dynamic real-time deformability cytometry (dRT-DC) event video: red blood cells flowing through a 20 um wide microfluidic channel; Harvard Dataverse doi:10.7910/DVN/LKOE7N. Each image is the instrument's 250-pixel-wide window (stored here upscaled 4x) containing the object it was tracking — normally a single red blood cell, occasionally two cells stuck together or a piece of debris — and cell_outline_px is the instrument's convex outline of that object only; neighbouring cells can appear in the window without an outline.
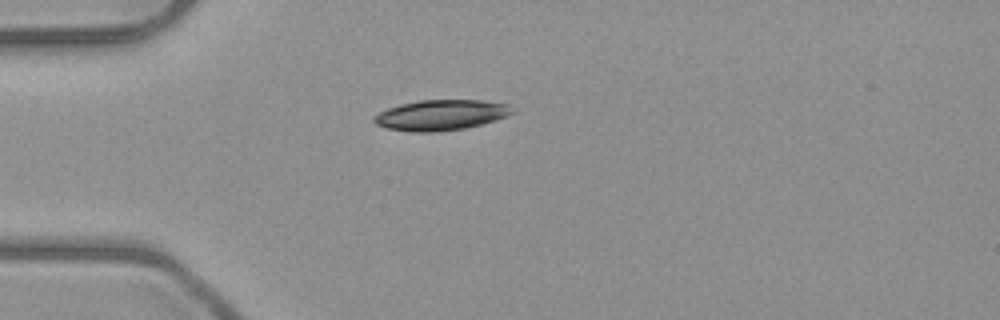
{"species": "common noctule bat (a hibernating species)", "species_latin": "Nyctalus noctula", "temperature_condition": "room temperature", "stored_images_in_passage": 1, "camera_frame_rate_fps": 3000, "um_per_image_px": 0.085, "animal": {"sex": "male", "body_mass_g": 23.1, "forearm_length_mm": 52.7}, "frame": {"image": 1, "passage_image": 1, "time_ms": 0.0, "image_size_px": [1000, 320], "cell_outline_px": [[516, 112], [508, 116], [496, 120], [464, 128], [436, 132], [412, 132], [388, 128], [376, 124], [372, 120], [372, 116], [388, 108], [400, 104], [420, 100], [484, 100], [512, 104], [516, 108]], "centroid_in_image_um": [37.55, 9.76], "position_along_channel_um": 47.5, "area_um2": 24.85}}